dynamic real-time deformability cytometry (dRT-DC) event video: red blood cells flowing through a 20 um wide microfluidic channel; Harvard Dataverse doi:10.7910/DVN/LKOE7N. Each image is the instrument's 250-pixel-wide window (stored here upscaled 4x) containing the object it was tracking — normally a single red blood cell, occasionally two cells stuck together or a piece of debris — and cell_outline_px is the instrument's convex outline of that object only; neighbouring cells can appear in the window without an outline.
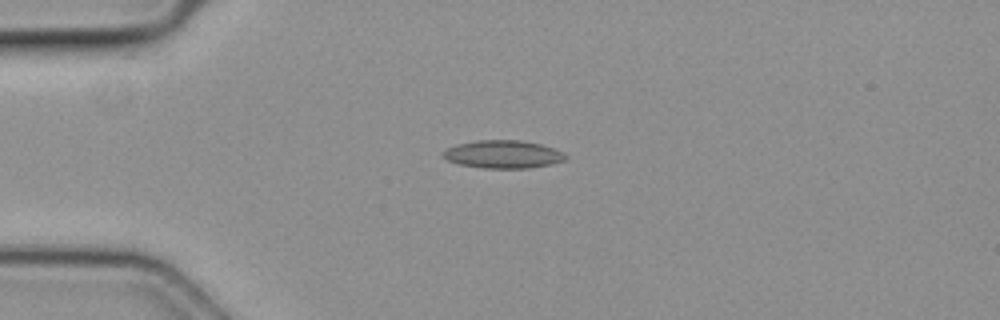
{"species": "common noctule bat (a hibernating species)", "species_latin": "Nyctalus noctula", "temperature_condition": "cold", "stored_images_in_passage": 33, "camera_frame_rate_fps": 3000, "um_per_image_px": 0.085, "animal": {"sex": "female", "body_mass_g": 19.3, "forearm_length_mm": 54.1}, "frame": {"image": 1, "passage_image": 1, "time_ms": 0.0, "image_size_px": [1000, 320], "cell_outline_px": [[568, 156], [564, 160], [552, 164], [528, 168], [484, 168], [460, 164], [448, 160], [444, 156], [444, 152], [448, 148], [456, 144], [476, 140], [520, 140], [540, 144], [556, 148], [564, 152]], "centroid_in_image_um": [42.82, 13.11], "position_along_channel_um": 42.2, "area_um2": 19.88}}
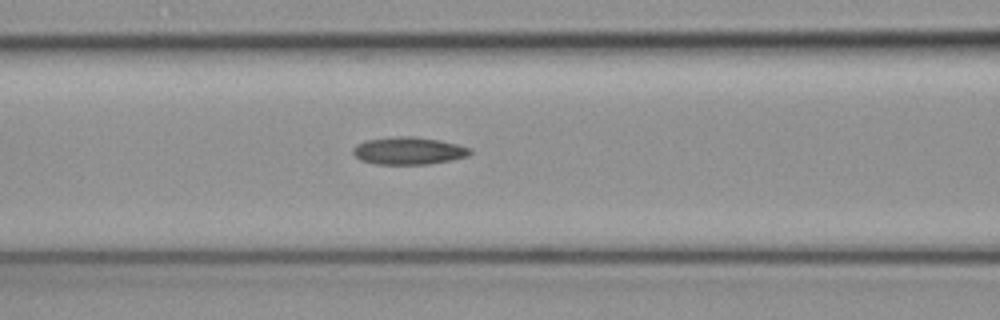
{"frame": {"image": 2, "passage_image": 10, "time_ms": 3.0, "image_size_px": [1000, 320], "cell_outline_px": [[472, 152], [468, 156], [452, 160], [428, 164], [376, 164], [360, 160], [352, 152], [352, 148], [356, 144], [364, 140], [400, 136], [416, 136], [440, 140], [472, 148]], "centroid_in_image_um": [34.73, 12.81], "position_along_channel_um": 131.9, "area_um2": 18.9}}
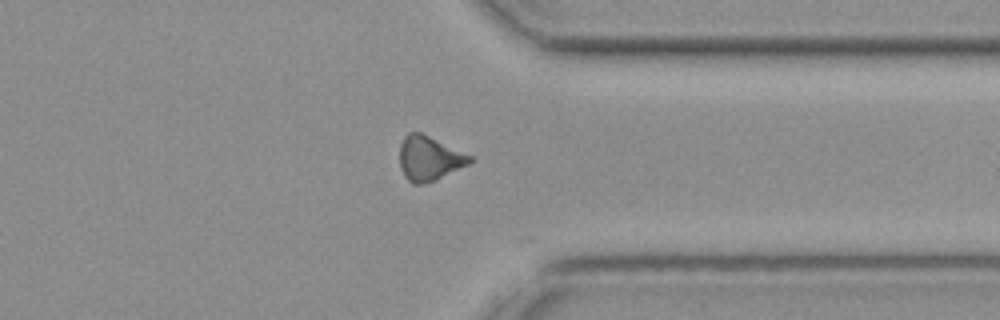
{"frame": {"image": 3, "passage_image": 29, "time_ms": 9.333, "image_size_px": [1000, 320], "cell_outline_px": [[472, 160], [468, 164], [436, 180], [420, 184], [412, 184], [404, 176], [400, 168], [400, 144], [404, 136], [408, 132], [420, 132], [472, 156]], "centroid_in_image_um": [36.45, 13.46], "position_along_channel_um": 375.0, "area_um2": 18.03}}